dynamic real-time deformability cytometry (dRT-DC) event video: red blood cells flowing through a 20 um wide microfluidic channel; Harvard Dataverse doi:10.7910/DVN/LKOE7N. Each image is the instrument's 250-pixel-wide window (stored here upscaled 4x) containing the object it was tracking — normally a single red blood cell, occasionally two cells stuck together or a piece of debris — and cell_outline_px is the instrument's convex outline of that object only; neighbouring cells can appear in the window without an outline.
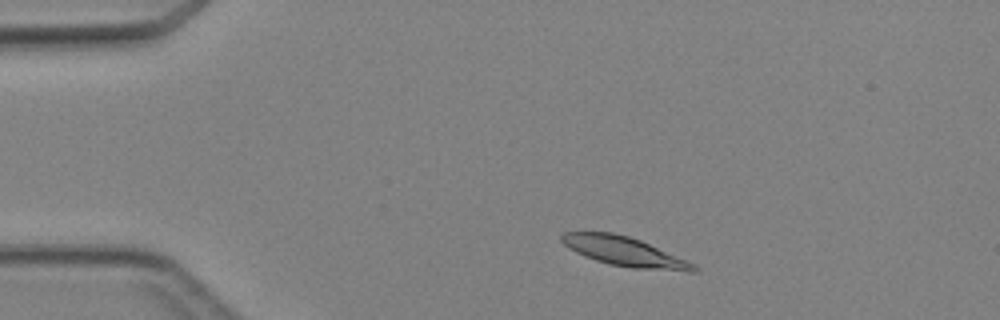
{"species": "Egyptian fruit bat (a non-hibernating species)", "species_latin": "Rousettus aegyptiacus", "temperature_condition": "cold", "stored_images_in_passage": 3, "camera_frame_rate_fps": 3000, "um_per_image_px": 0.085, "animal": {"sex": "female"}, "frame": {"image": 1, "passage_image": 1, "time_ms": 0.0, "image_size_px": [1000, 320], "cell_outline_px": [[700, 268], [696, 272], [688, 272], [632, 268], [608, 264], [584, 256], [576, 252], [564, 244], [560, 240], [560, 236], [564, 232], [612, 232], [628, 236], [640, 240], [696, 264]], "centroid_in_image_um": [53.12, 21.4], "position_along_channel_um": 31.9, "area_um2": 22.6}}
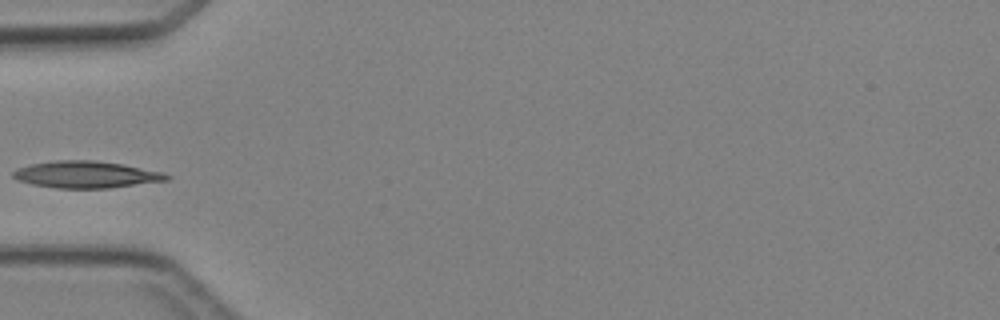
{"frame": {"image": 2, "passage_image": 3, "time_ms": 2.333, "image_size_px": [1000, 320], "cell_outline_px": [[172, 176], [168, 180], [108, 188], [56, 188], [32, 184], [16, 180], [12, 176], [12, 172], [28, 164], [56, 160], [92, 160], [124, 164], [164, 172]], "centroid_in_image_um": [7.32, 14.83], "position_along_channel_um": 77.7, "area_um2": 24.1}}